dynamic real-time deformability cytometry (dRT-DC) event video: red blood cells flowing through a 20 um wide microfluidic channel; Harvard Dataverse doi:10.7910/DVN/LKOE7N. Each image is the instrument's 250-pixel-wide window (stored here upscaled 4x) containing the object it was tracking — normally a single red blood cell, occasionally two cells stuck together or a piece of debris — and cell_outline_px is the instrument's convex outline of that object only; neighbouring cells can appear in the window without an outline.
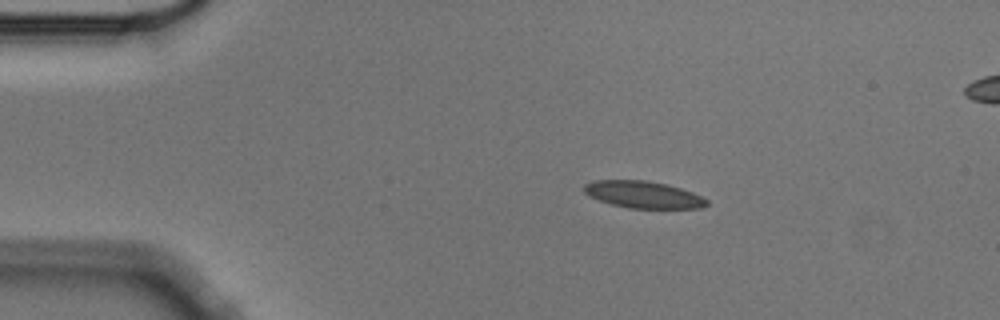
{"species": "Egyptian fruit bat (a non-hibernating species)", "species_latin": "Rousettus aegyptiacus", "temperature_condition": "cold", "stored_images_in_passage": 3, "camera_frame_rate_fps": 3000, "um_per_image_px": 0.085, "animal": {"sex": "male"}, "frame": {"image": 1, "passage_image": 1, "time_ms": 0.0, "image_size_px": [1000, 320], "cell_outline_px": [[708, 204], [700, 208], [628, 208], [612, 204], [588, 196], [584, 192], [584, 184], [592, 180], [648, 180], [680, 188], [692, 192], [708, 200]], "centroid_in_image_um": [54.64, 16.53], "position_along_channel_um": 30.4, "area_um2": 19.19}}
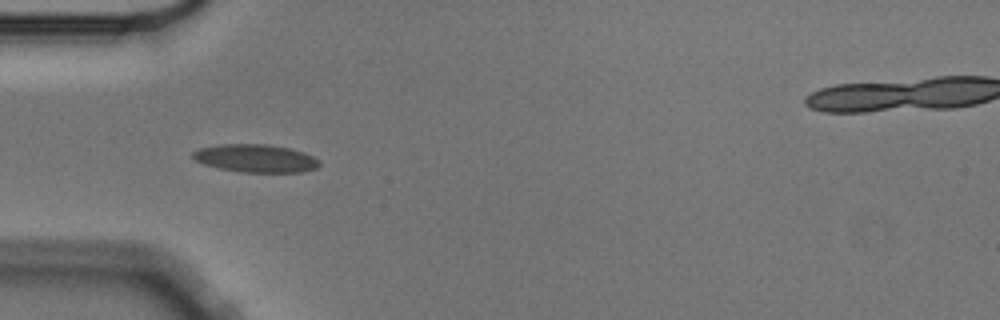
{"frame": {"image": 2, "passage_image": 3, "time_ms": 0.667, "image_size_px": [1000, 320], "cell_outline_px": [[320, 164], [316, 168], [304, 172], [240, 172], [220, 168], [204, 164], [196, 160], [192, 156], [192, 152], [200, 148], [220, 144], [268, 144], [288, 148], [304, 152], [320, 160]], "centroid_in_image_um": [21.75, 13.46], "position_along_channel_um": 63.3, "area_um2": 20.58}}